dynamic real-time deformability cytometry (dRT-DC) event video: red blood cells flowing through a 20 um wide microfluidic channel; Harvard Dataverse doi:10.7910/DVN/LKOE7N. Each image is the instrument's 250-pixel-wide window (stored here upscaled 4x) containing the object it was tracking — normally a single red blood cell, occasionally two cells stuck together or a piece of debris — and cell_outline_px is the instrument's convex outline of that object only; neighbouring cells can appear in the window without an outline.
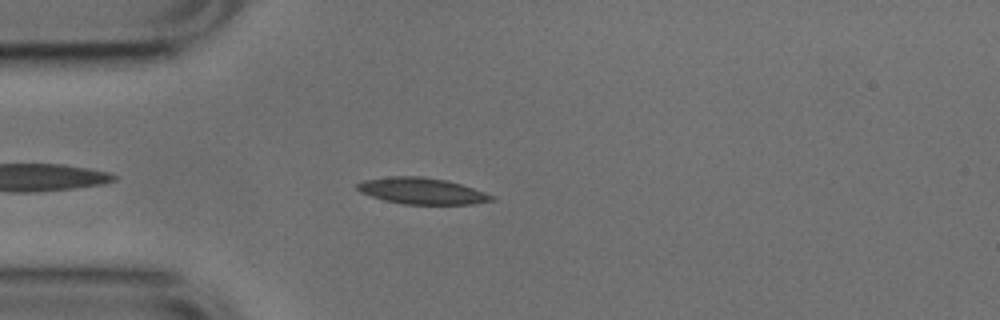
{"species": "common noctule bat (a hibernating species)", "species_latin": "Nyctalus noctula", "temperature_condition": "cold", "stored_images_in_passage": 37, "camera_frame_rate_fps": 3000, "um_per_image_px": 0.085, "animal": {"sex": "male", "body_mass_g": 17.9, "forearm_length_mm": 54.2}, "frame": {"image": 1, "passage_image": 4, "time_ms": 1.0, "image_size_px": [1000, 320], "cell_outline_px": [[496, 200], [472, 204], [404, 204], [384, 200], [360, 192], [356, 188], [356, 184], [364, 180], [388, 176], [420, 176], [448, 180], [496, 196]], "centroid_in_image_um": [35.87, 16.23], "position_along_channel_um": 49.1, "area_um2": 20.63}}
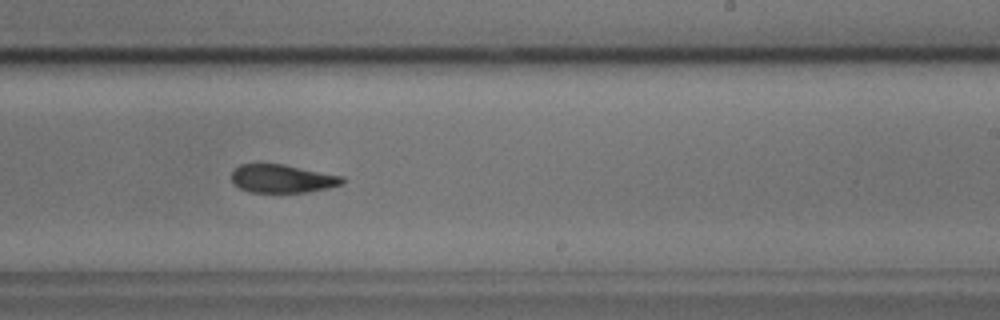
{"frame": {"image": 2, "passage_image": 22, "time_ms": 7.0, "image_size_px": [1000, 320], "cell_outline_px": [[344, 184], [328, 188], [308, 192], [248, 192], [232, 184], [232, 172], [240, 164], [284, 164], [344, 176]], "centroid_in_image_um": [24.01, 15.19], "position_along_channel_um": 265.0, "area_um2": 18.38}}
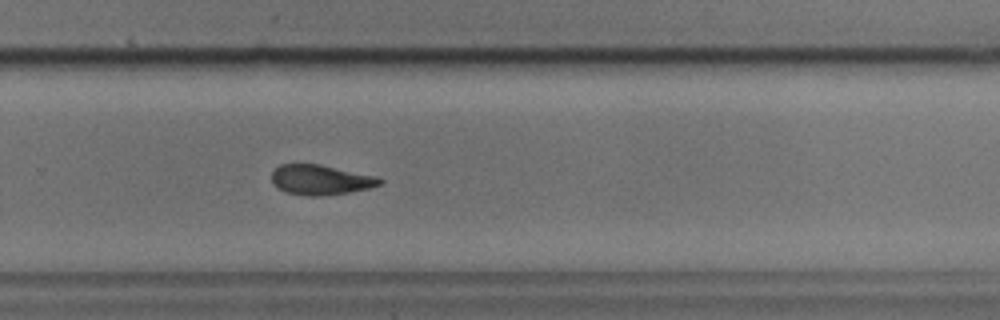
{"frame": {"image": 3, "passage_image": 25, "time_ms": 8.0, "image_size_px": [1000, 320], "cell_outline_px": [[384, 180], [380, 184], [368, 188], [348, 192], [320, 196], [308, 196], [284, 192], [272, 184], [272, 172], [280, 164], [320, 164], [376, 176]], "centroid_in_image_um": [27.22, 15.28], "position_along_channel_um": 302.6, "area_um2": 18.84}, "authors_computed_cell_mechanics": {"area_um2": 19.363, "velocity_mm_per_s": 3.7665, "shape_relaxation_time_tau1_ms": 5.5371, "shape_relaxation_time_tau2_ms": 4.4162, "deformation_change_tau1": 0.1551, "deformation_change_tau2": 0.1208}}